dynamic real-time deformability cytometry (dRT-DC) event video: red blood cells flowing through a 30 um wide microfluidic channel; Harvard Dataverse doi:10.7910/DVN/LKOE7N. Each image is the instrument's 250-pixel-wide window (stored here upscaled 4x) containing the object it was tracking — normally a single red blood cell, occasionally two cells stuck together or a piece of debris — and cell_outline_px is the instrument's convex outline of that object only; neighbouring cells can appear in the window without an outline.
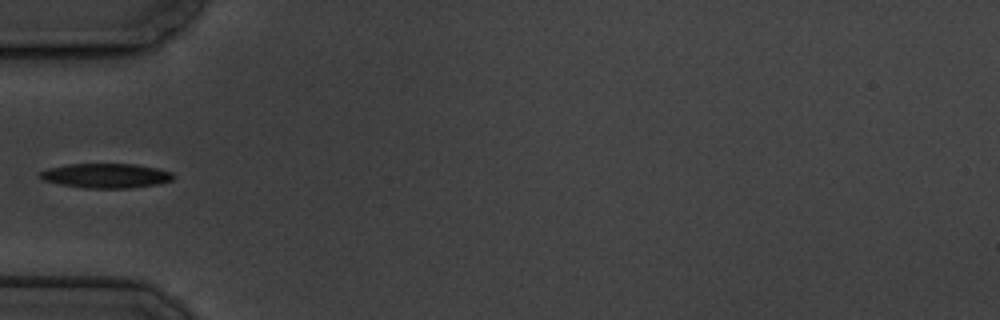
{"species": "common noctule bat (a hibernating species)", "species_latin": "Nyctalus noctula", "temperature_condition": "cold", "stored_images_in_passage": 3, "camera_frame_rate_fps": 3000, "um_per_image_px": 0.085, "animal": {"sex": "male", "body_mass_g": 19.5, "forearm_length_mm": 54.6}, "frame": {"image": 1, "passage_image": 3, "time_ms": 2.0, "image_size_px": [1000, 320], "cell_outline_px": [[176, 176], [172, 180], [156, 184], [128, 188], [84, 188], [60, 184], [40, 180], [40, 172], [48, 168], [68, 164], [136, 164], [156, 168], [172, 172]], "centroid_in_image_um": [8.99, 14.93], "position_along_channel_um": 76.0, "area_um2": 19.07}}